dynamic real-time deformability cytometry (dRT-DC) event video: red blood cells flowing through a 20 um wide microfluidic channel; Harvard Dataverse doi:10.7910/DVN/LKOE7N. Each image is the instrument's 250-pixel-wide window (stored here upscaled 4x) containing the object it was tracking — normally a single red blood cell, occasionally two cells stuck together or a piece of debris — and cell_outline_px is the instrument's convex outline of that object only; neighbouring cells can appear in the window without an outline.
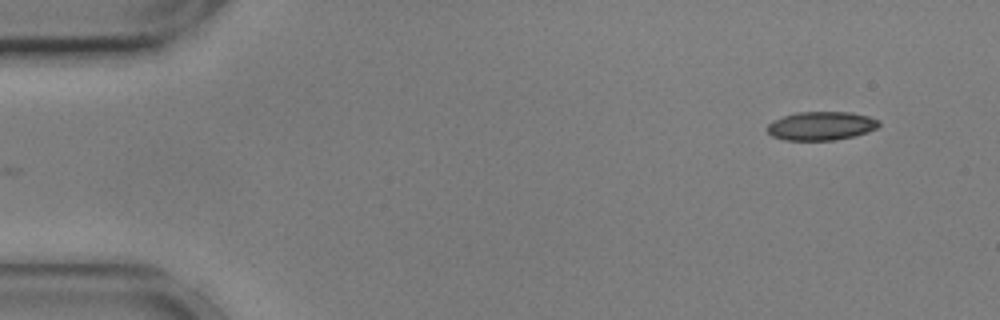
{"species": "common noctule bat (a hibernating species)", "species_latin": "Nyctalus noctula", "temperature_condition": "cold", "stored_images_in_passage": 7, "camera_frame_rate_fps": 3000, "um_per_image_px": 0.085, "animal": {"sex": "male", "body_mass_g": 17.9, "forearm_length_mm": 54.2}, "frame": {"image": 1, "passage_image": 1, "time_ms": 0.0, "image_size_px": [1000, 320], "cell_outline_px": [[880, 124], [876, 128], [868, 132], [856, 136], [832, 140], [784, 140], [772, 136], [768, 132], [768, 124], [772, 120], [796, 112], [852, 112], [868, 116], [880, 120]], "centroid_in_image_um": [69.81, 10.7], "position_along_channel_um": 15.2, "area_um2": 18.73}}